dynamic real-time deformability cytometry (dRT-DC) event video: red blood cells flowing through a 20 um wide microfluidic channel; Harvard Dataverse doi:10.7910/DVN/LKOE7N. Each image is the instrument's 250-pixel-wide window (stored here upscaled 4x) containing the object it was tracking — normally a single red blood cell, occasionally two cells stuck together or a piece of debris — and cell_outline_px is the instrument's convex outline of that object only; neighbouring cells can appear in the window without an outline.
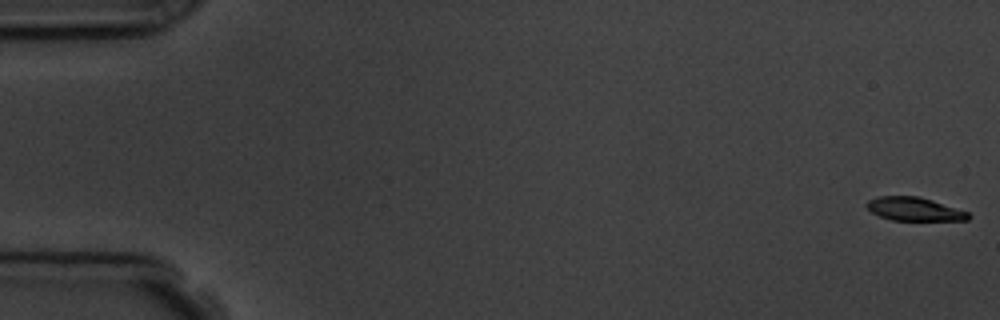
{"species": "common noctule bat (a hibernating species)", "species_latin": "Nyctalus noctula", "temperature_condition": "room temperature", "stored_images_in_passage": 12, "camera_frame_rate_fps": 3000, "um_per_image_px": 0.085, "animal": {"sex": "male", "body_mass_g": 19.5, "forearm_length_mm": 54.6}, "frame": {"image": 1, "passage_image": 1, "time_ms": 0.0, "image_size_px": [1000, 320], "cell_outline_px": [[972, 216], [968, 220], [892, 220], [880, 216], [872, 212], [864, 204], [868, 200], [880, 196], [920, 196], [968, 212]], "centroid_in_image_um": [77.71, 17.77], "position_along_channel_um": 7.3, "area_um2": 13.81}}